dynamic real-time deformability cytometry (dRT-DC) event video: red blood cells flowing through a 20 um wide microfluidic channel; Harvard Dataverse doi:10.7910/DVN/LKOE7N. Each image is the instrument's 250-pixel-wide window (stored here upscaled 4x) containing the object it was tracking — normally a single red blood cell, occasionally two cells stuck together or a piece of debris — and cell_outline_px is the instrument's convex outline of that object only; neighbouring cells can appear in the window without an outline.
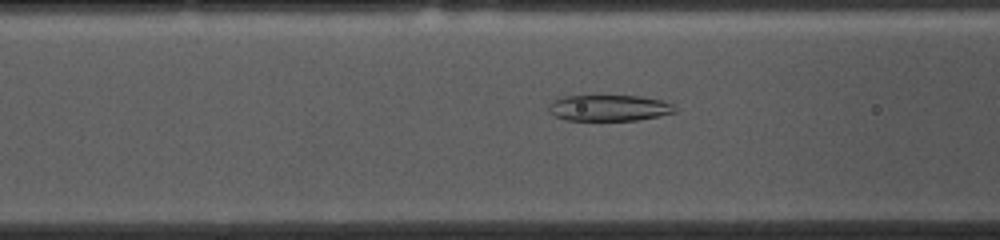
{"species": "common noctule bat (a hibernating species)", "species_latin": "Nyctalus noctula", "temperature_condition": "cold", "stored_images_in_passage": 21, "camera_frame_rate_fps": 3000, "um_per_image_px": 0.085, "animal": {"sex": "female", "body_mass_g": 10.0, "forearm_length_mm": 53.1}, "frame": {"image": 1, "passage_image": 11, "time_ms": 3.333, "image_size_px": [1000, 240], "cell_outline_px": [[676, 112], [660, 116], [636, 120], [564, 120], [548, 112], [548, 104], [564, 96], [640, 96], [660, 100], [672, 104], [676, 108]], "centroid_in_image_um": [51.76, 9.18], "position_along_channel_um": 114.8, "area_um2": 19.13}}